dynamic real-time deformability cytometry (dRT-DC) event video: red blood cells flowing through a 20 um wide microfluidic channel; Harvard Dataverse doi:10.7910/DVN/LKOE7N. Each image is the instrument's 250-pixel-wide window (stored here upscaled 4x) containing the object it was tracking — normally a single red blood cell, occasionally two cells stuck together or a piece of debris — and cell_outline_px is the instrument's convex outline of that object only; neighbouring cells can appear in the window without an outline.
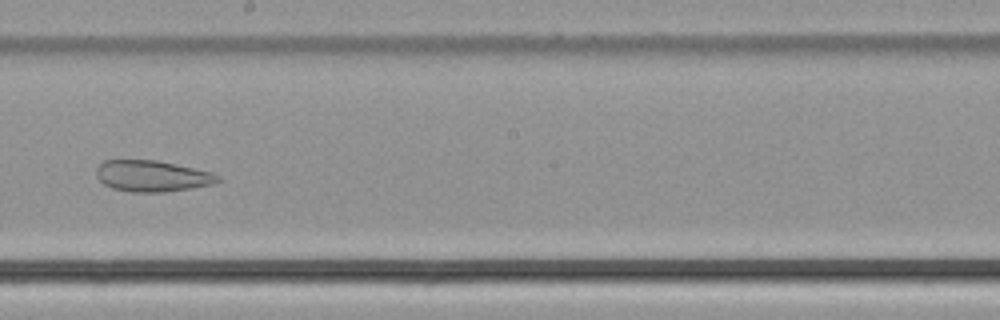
{"species": "common noctule bat (a hibernating species)", "species_latin": "Nyctalus noctula", "temperature_condition": "cold", "stored_images_in_passage": 52, "camera_frame_rate_fps": 3000, "um_per_image_px": 0.085, "animal": {"sex": "male", "body_mass_g": 21.5, "forearm_length_mm": 52.0}, "frame": {"image": 1, "passage_image": 30, "time_ms": 9.667, "image_size_px": [1000, 320], "cell_outline_px": [[224, 180], [212, 184], [192, 188], [168, 192], [128, 192], [112, 188], [104, 184], [96, 176], [96, 168], [104, 160], [156, 160], [212, 172], [220, 176]], "centroid_in_image_um": [12.95, 14.97], "position_along_channel_um": 235.3, "area_um2": 22.25}}
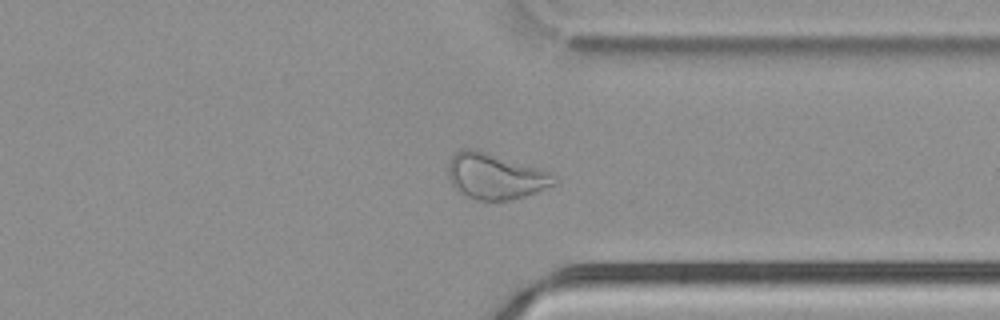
{"frame": {"image": 2, "passage_image": 40, "time_ms": 13.0, "image_size_px": [1000, 320], "cell_outline_px": [[556, 184], [536, 192], [524, 196], [508, 200], [472, 200], [464, 196], [452, 184], [448, 176], [448, 164], [452, 156], [460, 148], [472, 148], [536, 168], [548, 172], [556, 180]], "centroid_in_image_um": [42.02, 15.0], "position_along_channel_um": 369.4, "area_um2": 27.8}}
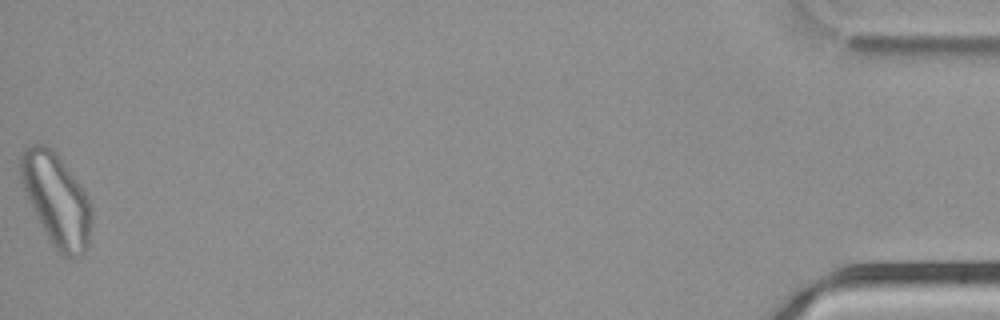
{"frame": {"image": 3, "passage_image": 52, "time_ms": 17.0, "image_size_px": [1000, 320], "cell_outline_px": [[92, 220], [88, 248], [84, 252], [76, 256], [64, 256], [52, 244], [20, 180], [20, 156], [24, 148], [32, 144], [44, 144], [56, 152], [76, 180], [84, 192], [92, 208]], "centroid_in_image_um": [4.82, 16.94], "position_along_channel_um": 430.4, "area_um2": 37.11}}